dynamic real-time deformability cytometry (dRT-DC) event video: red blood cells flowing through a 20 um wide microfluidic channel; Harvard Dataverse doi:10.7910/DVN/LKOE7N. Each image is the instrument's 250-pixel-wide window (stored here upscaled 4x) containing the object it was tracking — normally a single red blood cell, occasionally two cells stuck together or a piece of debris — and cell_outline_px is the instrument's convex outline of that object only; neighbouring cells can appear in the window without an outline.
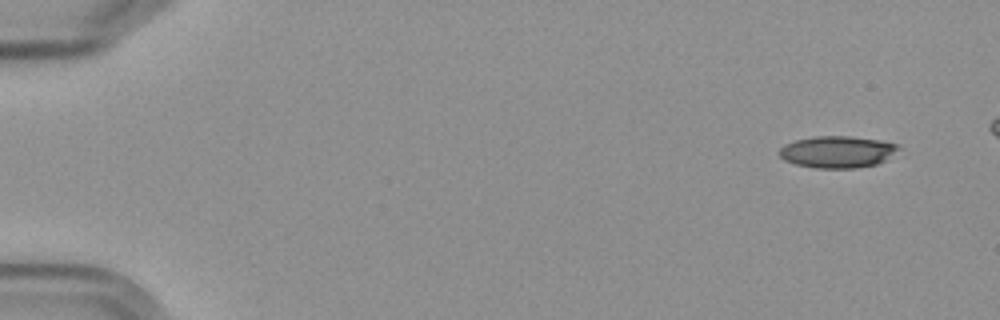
{"species": "Egyptian fruit bat (a non-hibernating species)", "species_latin": "Rousettus aegyptiacus", "temperature_condition": "cold", "stored_images_in_passage": 5, "camera_frame_rate_fps": 3000, "um_per_image_px": 0.085, "frame": {"image": 1, "passage_image": 1, "time_ms": 0.0, "image_size_px": [1000, 320], "cell_outline_px": [[900, 148], [884, 160], [876, 164], [856, 168], [816, 168], [796, 164], [784, 160], [780, 156], [780, 148], [784, 144], [796, 140], [816, 136], [848, 136], [880, 140], [900, 144]], "centroid_in_image_um": [71.17, 12.9], "position_along_channel_um": 13.8, "area_um2": 21.96}}